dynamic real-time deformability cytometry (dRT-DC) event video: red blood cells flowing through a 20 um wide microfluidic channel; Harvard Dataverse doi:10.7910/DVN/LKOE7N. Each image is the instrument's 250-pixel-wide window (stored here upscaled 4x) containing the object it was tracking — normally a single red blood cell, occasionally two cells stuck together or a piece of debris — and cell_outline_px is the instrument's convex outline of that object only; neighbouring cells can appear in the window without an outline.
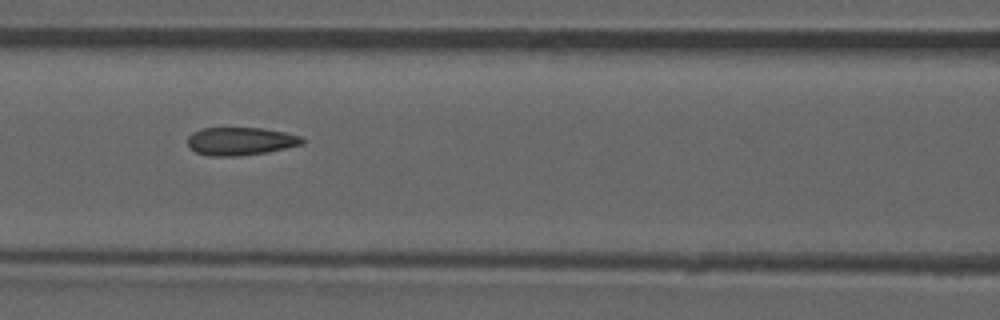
{"species": "common noctule bat (a hibernating species)", "species_latin": "Nyctalus noctula", "temperature_condition": "room temperature", "stored_images_in_passage": 52, "camera_frame_rate_fps": 3000, "um_per_image_px": 0.085, "animal": {"sex": "male", "forearm_length_mm": 52.5}, "frame": {"image": 1, "passage_image": 23, "time_ms": 7.333, "image_size_px": [1000, 320], "cell_outline_px": [[304, 144], [264, 152], [240, 156], [208, 156], [196, 152], [188, 148], [188, 136], [192, 132], [200, 128], [264, 128], [284, 132], [300, 136], [304, 140]], "centroid_in_image_um": [20.39, 12.0], "position_along_channel_um": 146.2, "area_um2": 18.73}, "authors_computed_cell_mechanics": {"area_um2": 19.1896, "velocity_mm_per_s": 3.9136, "shape_relaxation_time_tau1_ms": null, "shape_relaxation_time_tau2_ms": 1.6334, "deformation_change_tau1": null, "deformation_change_tau2": 0.0869}}